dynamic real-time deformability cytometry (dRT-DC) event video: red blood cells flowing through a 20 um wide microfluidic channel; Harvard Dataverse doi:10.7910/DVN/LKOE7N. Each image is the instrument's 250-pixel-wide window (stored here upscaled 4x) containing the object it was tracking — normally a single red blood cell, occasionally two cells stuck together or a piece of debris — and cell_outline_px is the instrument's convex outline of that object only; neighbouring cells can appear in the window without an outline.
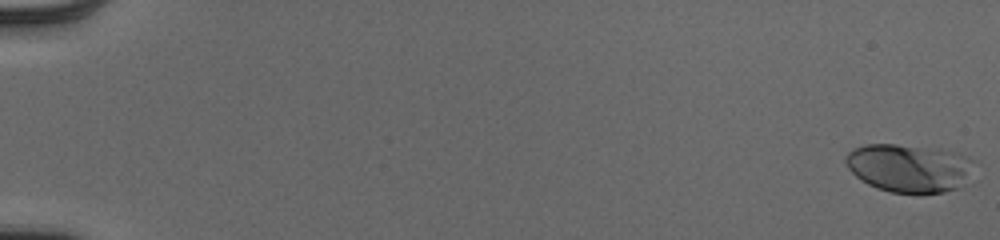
{"species": "human", "species_latin": "Homo sapiens", "temperature_condition": "cold", "stored_images_in_passage": 54, "camera_frame_rate_fps": 3000, "um_per_image_px": 0.085, "donor": {"sex": "male"}, "frame": {"image": 1, "passage_image": 1, "time_ms": 0.0, "image_size_px": [1000, 240], "cell_outline_px": [[976, 160], [956, 188], [944, 192], [920, 196], [892, 192], [876, 188], [868, 184], [856, 176], [848, 168], [844, 160], [848, 152], [852, 148], [864, 144], [896, 144], [940, 148], [960, 152]], "centroid_in_image_um": [77.24, 14.27], "position_along_channel_um": 7.8, "area_um2": 36.59}}
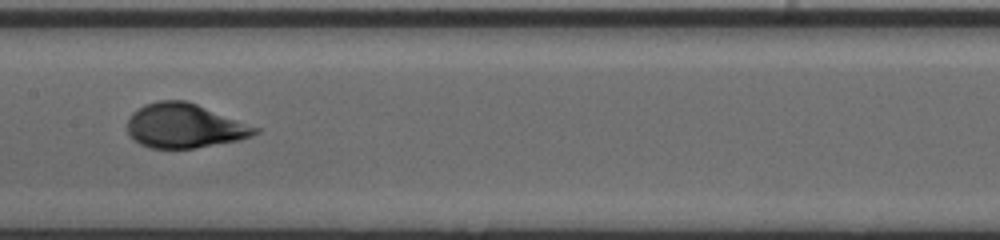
{"frame": {"image": 2, "passage_image": 30, "time_ms": 9.667, "image_size_px": [1000, 240], "cell_outline_px": [[260, 132], [252, 136], [240, 140], [196, 148], [152, 148], [140, 144], [128, 132], [128, 120], [132, 112], [144, 104], [156, 100], [184, 100], [196, 104], [260, 128]], "centroid_in_image_um": [15.7, 10.69], "position_along_channel_um": 191.7, "area_um2": 32.89}}
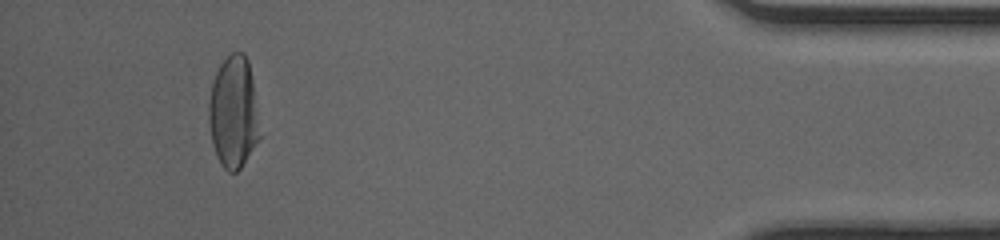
{"frame": {"image": 3, "passage_image": 51, "time_ms": 16.667, "image_size_px": [1000, 240], "cell_outline_px": [[260, 136], [240, 168], [236, 172], [228, 172], [220, 164], [216, 156], [212, 144], [208, 120], [208, 104], [212, 84], [216, 72], [220, 64], [232, 52], [244, 52], [248, 60], [252, 80]], "centroid_in_image_um": [19.81, 9.56], "position_along_channel_um": 415.4, "area_um2": 32.95}, "authors_computed_cell_mechanics": {"area_um2": 32.9171, "velocity_mm_per_s": 3.9387, "shape_relaxation_time_tau1_ms": 5.9727, "shape_relaxation_time_tau2_ms": null, "deformation_change_tau1": 0.198, "deformation_change_tau2": null}}